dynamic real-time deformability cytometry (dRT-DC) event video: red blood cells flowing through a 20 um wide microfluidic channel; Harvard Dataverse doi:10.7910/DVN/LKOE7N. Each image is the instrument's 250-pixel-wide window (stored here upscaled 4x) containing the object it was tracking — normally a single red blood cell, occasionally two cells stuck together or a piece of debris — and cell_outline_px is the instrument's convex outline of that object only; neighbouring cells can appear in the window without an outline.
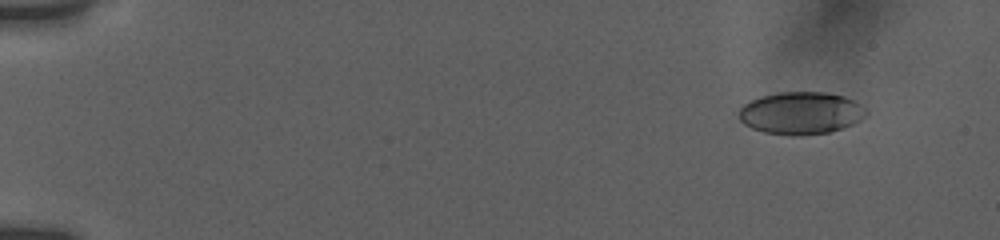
{"species": "human", "species_latin": "Homo sapiens", "temperature_condition": "room temperature", "stored_images_in_passage": 33, "camera_frame_rate_fps": 3000, "um_per_image_px": 0.085, "donor": {"sex": "female"}, "frame": {"image": 1, "passage_image": 1, "time_ms": 0.0, "image_size_px": [1000, 240], "cell_outline_px": [[868, 112], [860, 120], [852, 124], [828, 132], [800, 136], [792, 136], [764, 132], [752, 128], [744, 124], [740, 120], [740, 108], [744, 104], [752, 100], [764, 96], [780, 92], [824, 92], [844, 96], [852, 100], [864, 108]], "centroid_in_image_um": [68.07, 9.62], "position_along_channel_um": 16.9, "area_um2": 31.1}}
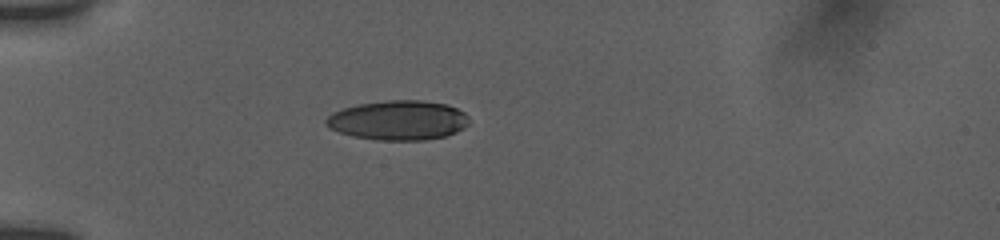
{"frame": {"image": 2, "passage_image": 28, "time_ms": 4.0, "image_size_px": [1000, 240], "cell_outline_px": [[468, 124], [464, 128], [456, 132], [444, 136], [424, 140], [376, 140], [352, 136], [328, 128], [324, 120], [332, 112], [344, 108], [360, 104], [388, 100], [420, 100], [448, 104], [464, 112], [468, 116]], "centroid_in_image_um": [33.85, 10.22], "position_along_channel_um": 51.2, "area_um2": 33.0}}